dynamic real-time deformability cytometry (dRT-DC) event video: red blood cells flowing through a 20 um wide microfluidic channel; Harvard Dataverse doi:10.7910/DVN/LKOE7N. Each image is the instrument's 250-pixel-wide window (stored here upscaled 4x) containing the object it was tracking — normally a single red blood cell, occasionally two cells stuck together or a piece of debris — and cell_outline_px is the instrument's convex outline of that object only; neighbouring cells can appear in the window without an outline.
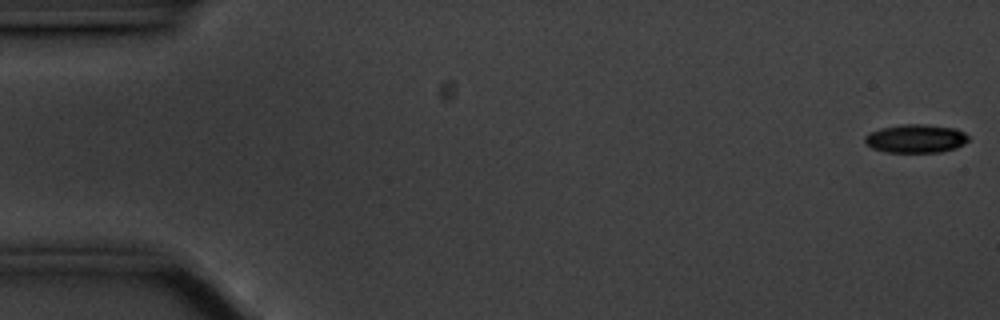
{"species": "common noctule bat (a hibernating species)", "species_latin": "Nyctalus noctula", "temperature_condition": "cold", "stored_images_in_passage": 51, "camera_frame_rate_fps": 3000, "um_per_image_px": 0.085, "animal": {"sex": "male", "body_mass_g": 20.1, "forearm_length_mm": 53.5}, "frame": {"image": 1, "passage_image": 1, "time_ms": 0.0, "image_size_px": [1000, 320], "cell_outline_px": [[968, 140], [964, 144], [956, 148], [940, 152], [884, 152], [872, 148], [864, 144], [864, 136], [868, 132], [880, 128], [904, 124], [924, 124], [956, 128], [964, 132], [968, 136]], "centroid_in_image_um": [77.81, 11.78], "position_along_channel_um": 7.2, "area_um2": 17.4}}
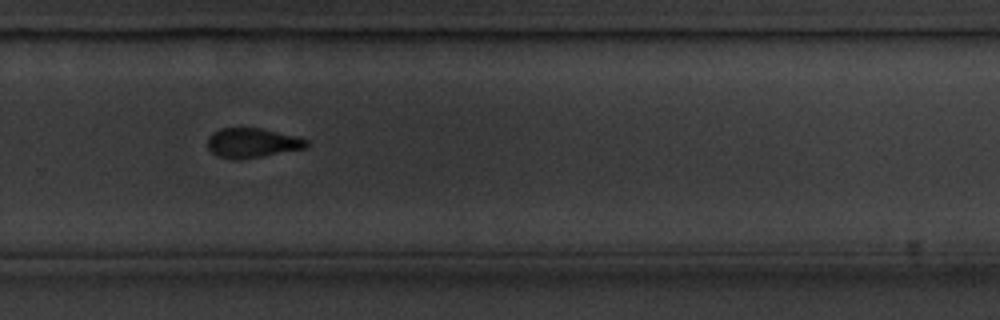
{"frame": {"image": 2, "passage_image": 38, "time_ms": 12.333, "image_size_px": [1000, 320], "cell_outline_px": [[308, 144], [304, 148], [260, 156], [236, 160], [220, 156], [212, 152], [208, 148], [208, 136], [212, 132], [220, 128], [260, 128], [308, 140]], "centroid_in_image_um": [21.37, 12.13], "position_along_channel_um": 308.4, "area_um2": 16.59}}
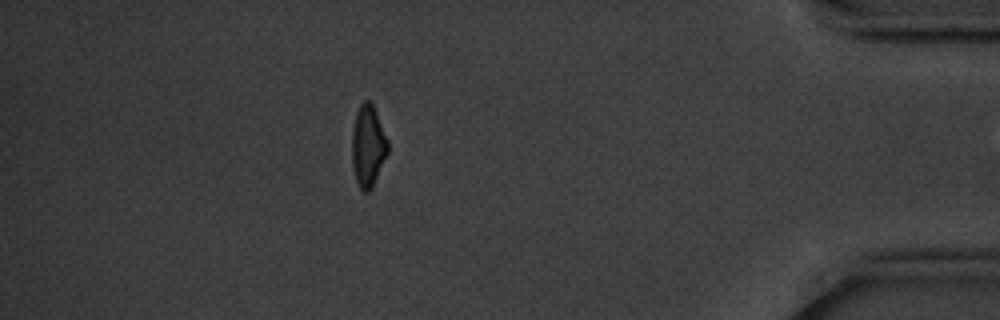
{"frame": {"image": 3, "passage_image": 50, "time_ms": 16.333, "image_size_px": [1000, 320], "cell_outline_px": [[388, 152], [372, 188], [368, 192], [364, 192], [360, 188], [356, 180], [352, 168], [352, 128], [356, 112], [360, 104], [364, 100], [372, 100], [388, 140]], "centroid_in_image_um": [31.27, 12.37], "position_along_channel_um": 403.9, "area_um2": 17.34}}